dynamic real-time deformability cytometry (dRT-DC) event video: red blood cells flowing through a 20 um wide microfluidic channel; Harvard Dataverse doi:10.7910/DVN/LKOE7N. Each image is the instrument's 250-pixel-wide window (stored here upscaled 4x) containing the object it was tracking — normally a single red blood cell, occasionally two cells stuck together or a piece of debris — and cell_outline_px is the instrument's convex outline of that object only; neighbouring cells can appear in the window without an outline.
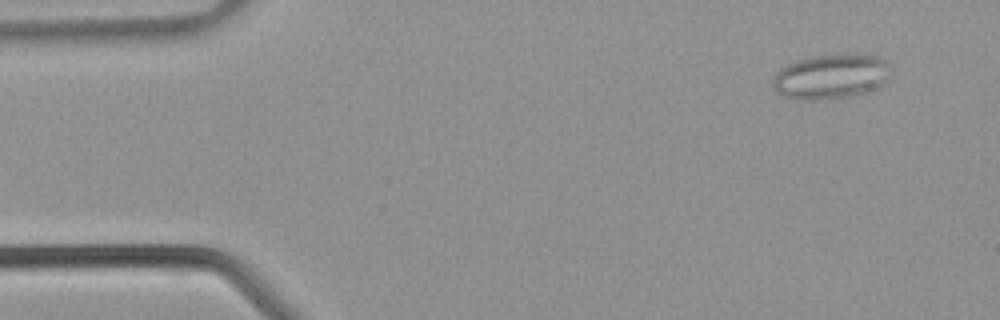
{"species": "common noctule bat (a hibernating species)", "species_latin": "Nyctalus noctula", "temperature_condition": "warm", "stored_images_in_passage": 39, "segment_of_instrument_passage": [1, 2], "camera_frame_rate_fps": 3000, "um_per_image_px": 0.085, "animal": {"sex": "male", "body_mass_g": 21.5, "forearm_length_mm": 52.0}, "frame": {"image": 1, "passage_image": 3, "time_ms": 0.667, "image_size_px": [1000, 320], "cell_outline_px": [[888, 64], [884, 80], [880, 84], [864, 92], [848, 96], [820, 100], [796, 100], [784, 96], [776, 92], [772, 84], [776, 72], [780, 68], [788, 64], [812, 56], [856, 52], [880, 56]], "centroid_in_image_um": [70.56, 6.48], "position_along_channel_um": 14.4, "area_um2": 30.63}}